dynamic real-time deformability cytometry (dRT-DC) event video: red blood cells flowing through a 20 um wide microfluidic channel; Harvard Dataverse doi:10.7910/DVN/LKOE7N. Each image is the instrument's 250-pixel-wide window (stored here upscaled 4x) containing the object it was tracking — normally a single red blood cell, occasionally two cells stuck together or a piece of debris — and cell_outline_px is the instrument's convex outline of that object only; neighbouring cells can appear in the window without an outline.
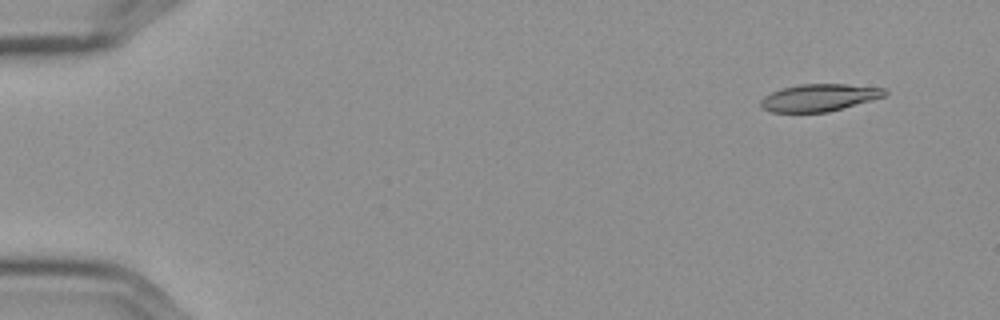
{"species": "Egyptian fruit bat (a non-hibernating species)", "species_latin": "Rousettus aegyptiacus", "temperature_condition": "cold", "stored_images_in_passage": 4, "camera_frame_rate_fps": 3000, "um_per_image_px": 0.085, "frame": {"image": 1, "passage_image": 1, "time_ms": 0.0, "image_size_px": [1000, 320], "cell_outline_px": [[888, 92], [884, 96], [872, 100], [828, 112], [772, 112], [760, 108], [760, 100], [764, 96], [772, 92], [784, 88], [800, 84], [848, 84], [884, 88]], "centroid_in_image_um": [69.62, 8.3], "position_along_channel_um": 15.4, "area_um2": 19.65}}
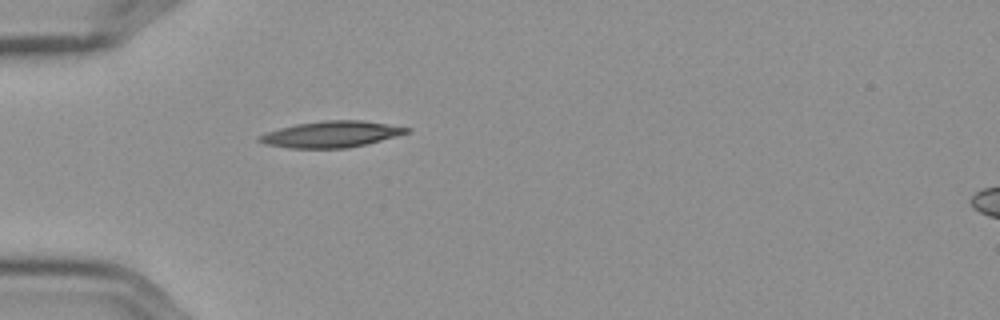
{"frame": {"image": 2, "passage_image": 4, "time_ms": 1.0, "image_size_px": [1000, 320], "cell_outline_px": [[412, 128], [408, 132], [396, 136], [348, 148], [288, 148], [268, 144], [256, 140], [256, 136], [280, 128], [296, 124], [324, 120], [364, 120]], "centroid_in_image_um": [28.14, 11.4], "position_along_channel_um": 56.9, "area_um2": 22.37}}